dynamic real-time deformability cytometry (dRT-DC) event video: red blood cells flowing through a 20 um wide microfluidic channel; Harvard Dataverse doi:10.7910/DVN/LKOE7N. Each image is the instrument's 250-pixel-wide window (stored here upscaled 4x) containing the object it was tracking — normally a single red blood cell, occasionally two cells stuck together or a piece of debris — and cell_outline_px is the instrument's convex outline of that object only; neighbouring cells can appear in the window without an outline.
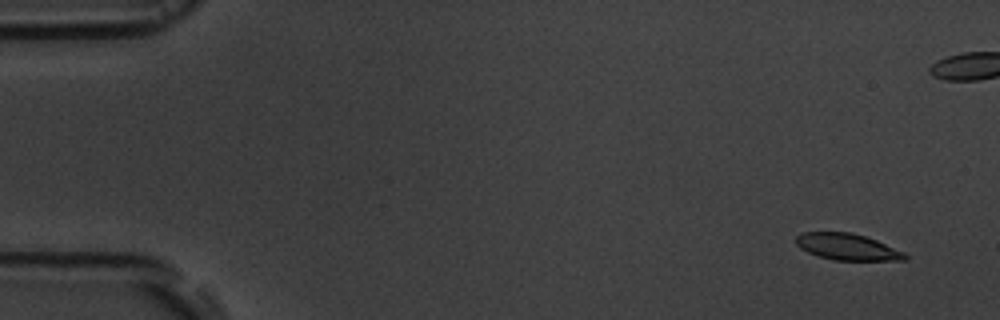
{"species": "common noctule bat (a hibernating species)", "species_latin": "Nyctalus noctula", "temperature_condition": "room temperature", "stored_images_in_passage": 6, "camera_frame_rate_fps": 3000, "um_per_image_px": 0.085, "animal": {"sex": "male", "body_mass_g": 19.5, "forearm_length_mm": 54.6}, "frame": {"image": 1, "passage_image": 2, "time_ms": 1.0, "image_size_px": [1000, 320], "cell_outline_px": [[908, 256], [904, 260], [832, 260], [808, 252], [800, 248], [796, 244], [796, 236], [804, 232], [852, 232], [876, 240], [904, 252]], "centroid_in_image_um": [72.01, 20.98], "position_along_channel_um": 13.0, "area_um2": 16.65}}